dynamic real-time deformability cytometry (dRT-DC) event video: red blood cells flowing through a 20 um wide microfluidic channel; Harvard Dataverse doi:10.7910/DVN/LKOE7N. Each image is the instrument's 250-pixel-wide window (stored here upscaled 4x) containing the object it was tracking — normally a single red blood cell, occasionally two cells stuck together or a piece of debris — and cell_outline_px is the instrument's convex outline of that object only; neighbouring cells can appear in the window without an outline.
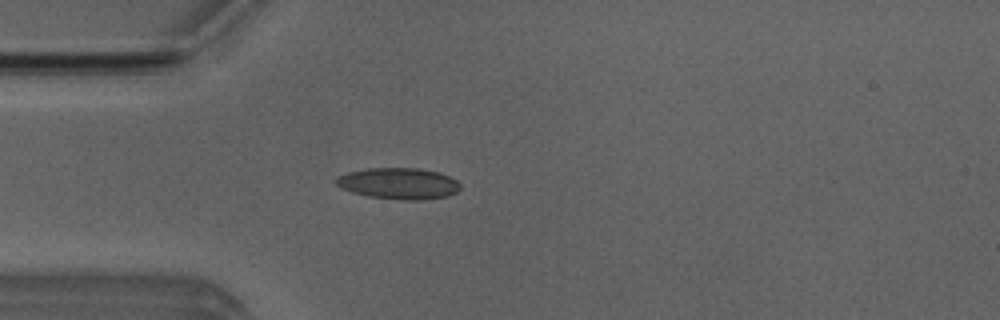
{"species": "Egyptian fruit bat (a non-hibernating species)", "species_latin": "Rousettus aegyptiacus", "temperature_condition": "room temperature", "stored_images_in_passage": 50, "camera_frame_rate_fps": 3000, "um_per_image_px": 0.085, "animal": {"sex": "male"}, "frame": {"image": 1, "passage_image": 13, "time_ms": 4.0, "image_size_px": [1000, 320], "cell_outline_px": [[460, 188], [456, 192], [448, 196], [424, 200], [404, 200], [368, 196], [352, 192], [336, 184], [336, 176], [348, 172], [368, 168], [416, 168], [440, 172], [456, 180], [460, 184]], "centroid_in_image_um": [33.91, 15.59], "position_along_channel_um": 51.1, "area_um2": 22.6}}
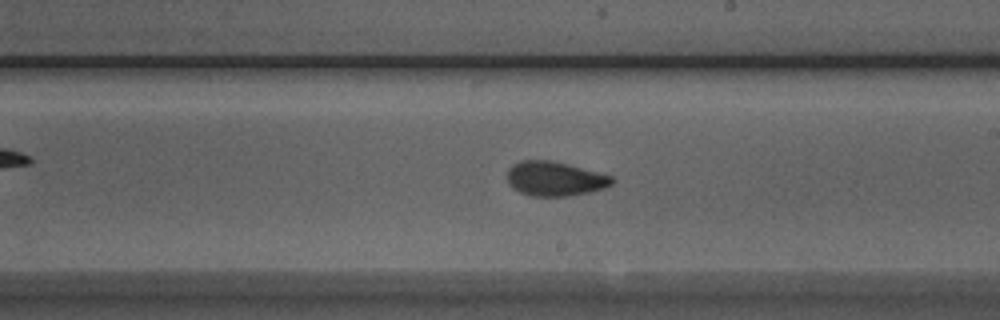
{"frame": {"image": 2, "passage_image": 28, "time_ms": 9.0, "image_size_px": [1000, 320], "cell_outline_px": [[616, 180], [612, 184], [604, 188], [588, 192], [568, 196], [532, 196], [520, 192], [512, 188], [508, 184], [508, 168], [512, 164], [520, 160], [552, 160], [612, 176]], "centroid_in_image_um": [47.14, 15.19], "position_along_channel_um": 241.9, "area_um2": 21.04}}
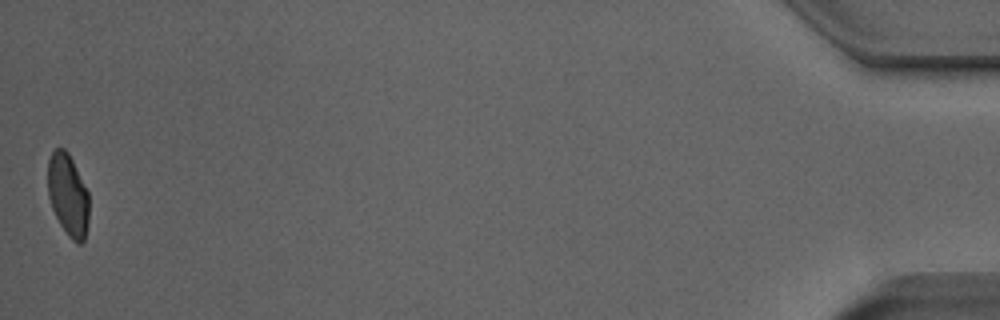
{"frame": {"image": 3, "passage_image": 50, "time_ms": 16.333, "image_size_px": [1000, 320], "cell_outline_px": [[88, 224], [84, 240], [80, 244], [76, 244], [68, 236], [60, 224], [52, 208], [48, 196], [48, 160], [52, 152], [56, 148], [64, 148], [68, 152], [88, 192]], "centroid_in_image_um": [5.77, 16.59], "position_along_channel_um": 429.4, "area_um2": 19.65}, "authors_computed_cell_mechanics": {"area_um2": 20.8369, "velocity_mm_per_s": 3.9675, "shape_relaxation_time_tau1_ms": 3.566, "shape_relaxation_time_tau2_ms": 1.2249, "deformation_change_tau1": 0.1325, "deformation_change_tau2": 0.0635}}